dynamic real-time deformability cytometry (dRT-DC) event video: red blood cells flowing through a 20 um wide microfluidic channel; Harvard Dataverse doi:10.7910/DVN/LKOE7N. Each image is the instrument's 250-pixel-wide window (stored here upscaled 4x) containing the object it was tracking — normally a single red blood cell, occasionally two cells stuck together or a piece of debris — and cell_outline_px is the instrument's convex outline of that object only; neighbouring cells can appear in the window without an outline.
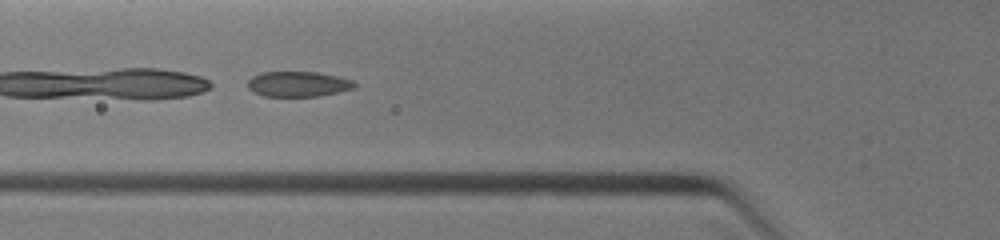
{"species": "common noctule bat (a hibernating species)", "species_latin": "Nyctalus noctula", "temperature_condition": "warm", "stored_images_in_passage": 22, "camera_frame_rate_fps": 3000, "um_per_image_px": 0.085, "animal": {"sex": "female", "body_mass_g": 19.0, "forearm_length_mm": 51.5}, "frame": {"image": 1, "passage_image": 12, "time_ms": 4.0, "image_size_px": [1000, 240], "cell_outline_px": [[356, 84], [352, 88], [336, 92], [316, 96], [264, 96], [252, 92], [248, 88], [248, 80], [252, 76], [260, 72], [316, 72], [340, 76], [352, 80]], "centroid_in_image_um": [25.29, 7.13], "position_along_channel_um": 100.5, "area_um2": 15.66}}
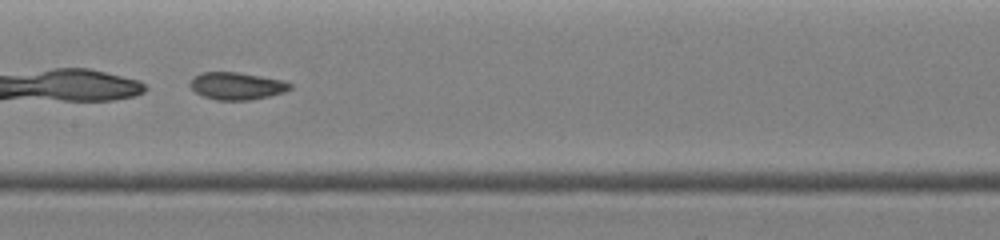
{"frame": {"image": 2, "passage_image": 16, "time_ms": 5.667, "image_size_px": [1000, 240], "cell_outline_px": [[292, 88], [284, 92], [268, 96], [248, 100], [216, 100], [204, 96], [196, 92], [188, 84], [200, 72], [236, 72], [284, 80], [292, 84]], "centroid_in_image_um": [20.14, 7.3], "position_along_channel_um": 187.3, "area_um2": 15.78}}
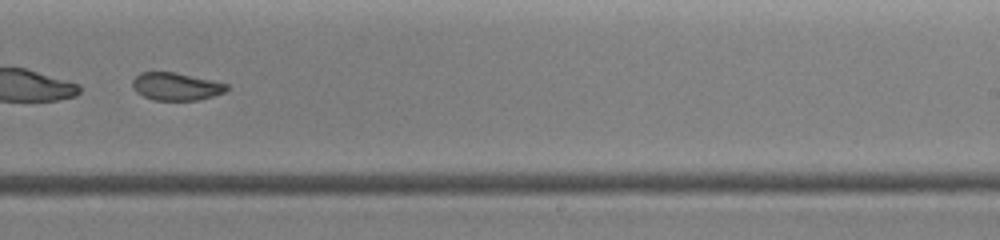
{"frame": {"image": 3, "passage_image": 21, "time_ms": 7.333, "image_size_px": [1000, 240], "cell_outline_px": [[228, 88], [224, 92], [200, 100], [152, 100], [136, 92], [132, 88], [132, 80], [140, 72], [176, 72], [212, 80], [228, 84]], "centroid_in_image_um": [14.94, 7.35], "position_along_channel_um": 274.1, "area_um2": 15.26}}